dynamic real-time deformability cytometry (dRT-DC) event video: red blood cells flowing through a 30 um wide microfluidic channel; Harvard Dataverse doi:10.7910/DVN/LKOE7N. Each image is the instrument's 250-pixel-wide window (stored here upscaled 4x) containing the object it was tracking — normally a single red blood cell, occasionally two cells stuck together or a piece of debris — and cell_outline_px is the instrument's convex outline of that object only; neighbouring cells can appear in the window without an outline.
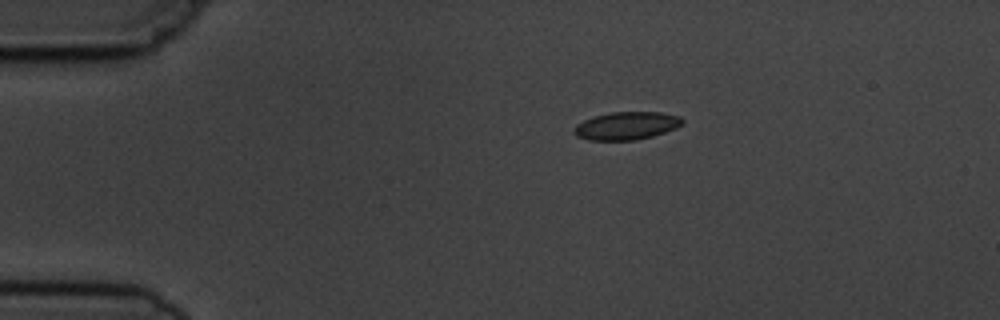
{"species": "common noctule bat (a hibernating species)", "species_latin": "Nyctalus noctula", "temperature_condition": "cold", "stored_images_in_passage": 8, "camera_frame_rate_fps": 3000, "um_per_image_px": 0.085, "animal": {"sex": "male", "body_mass_g": 19.5, "forearm_length_mm": 54.6}, "frame": {"image": 1, "passage_image": 1, "time_ms": 0.0, "image_size_px": [1000, 320], "cell_outline_px": [[684, 124], [676, 128], [652, 136], [636, 140], [588, 140], [576, 136], [572, 132], [576, 124], [592, 116], [612, 112], [660, 112], [680, 116], [684, 120]], "centroid_in_image_um": [53.24, 10.69], "position_along_channel_um": 31.8, "area_um2": 17.74}}
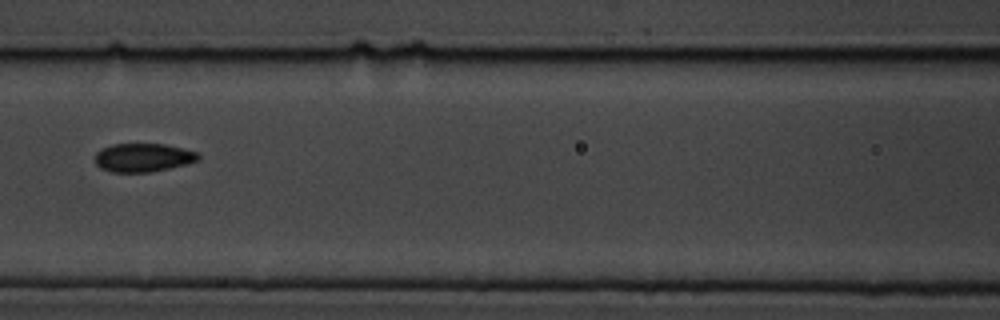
{"frame": {"image": 2, "passage_image": 5, "time_ms": 4.667, "image_size_px": [1000, 320], "cell_outline_px": [[200, 160], [152, 172], [112, 172], [100, 168], [96, 164], [96, 152], [100, 148], [112, 144], [164, 144], [196, 152], [200, 156]], "centroid_in_image_um": [12.13, 13.39], "position_along_channel_um": 154.5, "area_um2": 17.05}}
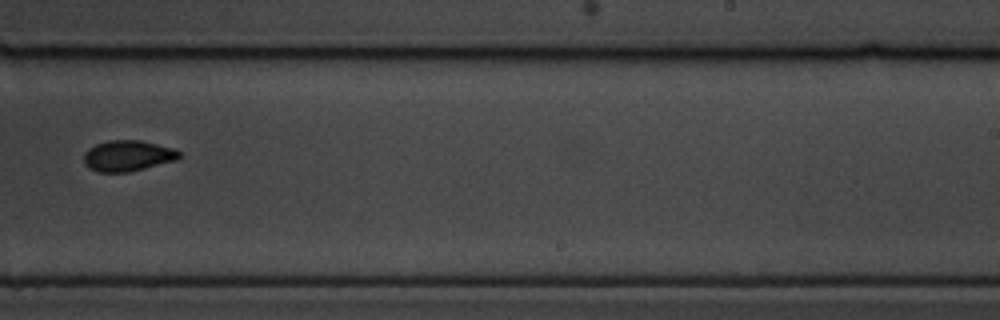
{"frame": {"image": 3, "passage_image": 8, "time_ms": 8.0, "image_size_px": [1000, 320], "cell_outline_px": [[180, 156], [176, 160], [128, 172], [96, 172], [88, 168], [84, 164], [84, 152], [88, 148], [96, 144], [108, 140], [140, 140], [176, 148], [180, 152]], "centroid_in_image_um": [10.84, 13.23], "position_along_channel_um": 278.2, "area_um2": 17.28}}